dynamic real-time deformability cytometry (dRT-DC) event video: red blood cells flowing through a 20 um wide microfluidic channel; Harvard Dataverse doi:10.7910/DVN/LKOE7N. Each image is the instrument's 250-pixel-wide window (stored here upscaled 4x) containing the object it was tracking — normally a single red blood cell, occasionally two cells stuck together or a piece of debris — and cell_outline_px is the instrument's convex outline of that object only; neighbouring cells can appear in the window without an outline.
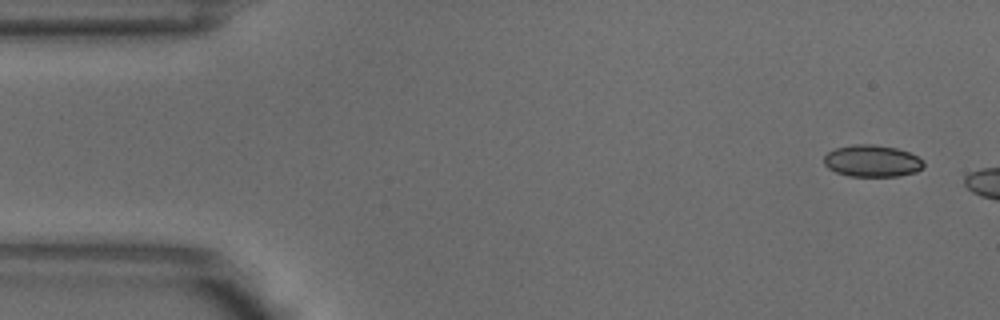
{"species": "common noctule bat (a hibernating species)", "species_latin": "Nyctalus noctula", "temperature_condition": "warm", "stored_images_in_passage": 4, "camera_frame_rate_fps": 3000, "um_per_image_px": 0.085, "animal": {"sex": "male", "body_mass_g": 18.8}, "frame": {"image": 1, "passage_image": 1, "time_ms": 0.0, "image_size_px": [1000, 320], "cell_outline_px": [[924, 168], [916, 172], [896, 176], [848, 176], [836, 172], [828, 168], [824, 164], [824, 156], [828, 152], [836, 148], [852, 144], [872, 144], [896, 148], [908, 152], [924, 160]], "centroid_in_image_um": [74.13, 13.68], "position_along_channel_um": 10.9, "area_um2": 18.55}}